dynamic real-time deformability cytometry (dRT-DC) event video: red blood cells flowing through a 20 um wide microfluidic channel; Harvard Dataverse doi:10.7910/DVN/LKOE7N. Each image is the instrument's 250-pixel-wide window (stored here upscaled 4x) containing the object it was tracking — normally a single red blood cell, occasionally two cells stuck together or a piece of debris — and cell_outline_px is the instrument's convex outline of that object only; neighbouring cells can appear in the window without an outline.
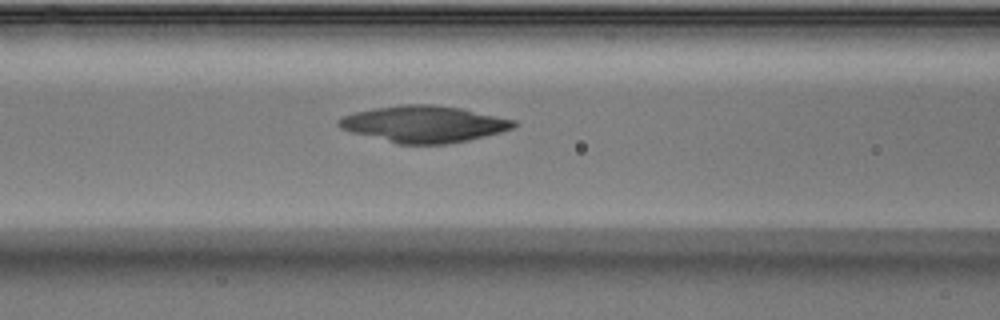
{"species": "Egyptian fruit bat (a non-hibernating species)", "species_latin": "Rousettus aegyptiacus", "temperature_condition": "warm", "stored_images_in_passage": 33, "camera_frame_rate_fps": 3000, "um_per_image_px": 0.085, "animal": {"sex": "male"}, "frame": {"image": 1, "passage_image": 6, "time_ms": 1.667, "image_size_px": [1000, 320], "cell_outline_px": [[516, 128], [468, 140], [444, 144], [400, 144], [352, 132], [340, 128], [336, 124], [336, 120], [344, 116], [356, 112], [376, 108], [404, 104], [432, 104], [460, 108], [516, 120]], "centroid_in_image_um": [36.05, 10.54], "position_along_channel_um": 130.6, "area_um2": 36.99}}
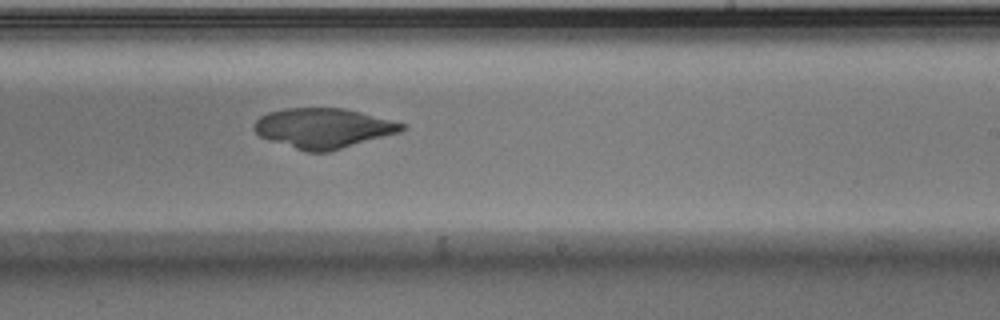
{"frame": {"image": 2, "passage_image": 16, "time_ms": 5.0, "image_size_px": [1000, 320], "cell_outline_px": [[408, 128], [400, 132], [328, 152], [308, 152], [268, 140], [260, 136], [252, 128], [256, 120], [260, 116], [268, 112], [284, 108], [344, 108], [408, 124]], "centroid_in_image_um": [27.49, 10.89], "position_along_channel_um": 261.5, "area_um2": 34.39}}
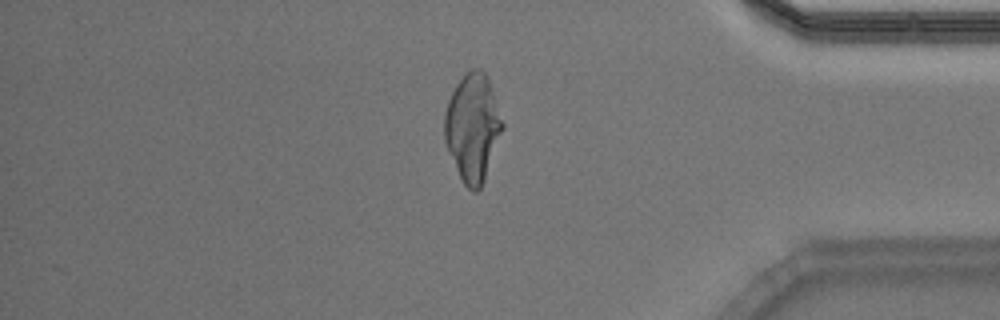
{"frame": {"image": 3, "passage_image": 28, "time_ms": 9.0, "image_size_px": [1000, 320], "cell_outline_px": [[504, 128], [484, 180], [480, 188], [476, 192], [472, 192], [464, 184], [460, 176], [444, 140], [444, 112], [448, 100], [456, 84], [472, 68], [480, 68], [488, 76], [504, 124]], "centroid_in_image_um": [40.19, 10.82], "position_along_channel_um": 395.0, "area_um2": 36.13}}